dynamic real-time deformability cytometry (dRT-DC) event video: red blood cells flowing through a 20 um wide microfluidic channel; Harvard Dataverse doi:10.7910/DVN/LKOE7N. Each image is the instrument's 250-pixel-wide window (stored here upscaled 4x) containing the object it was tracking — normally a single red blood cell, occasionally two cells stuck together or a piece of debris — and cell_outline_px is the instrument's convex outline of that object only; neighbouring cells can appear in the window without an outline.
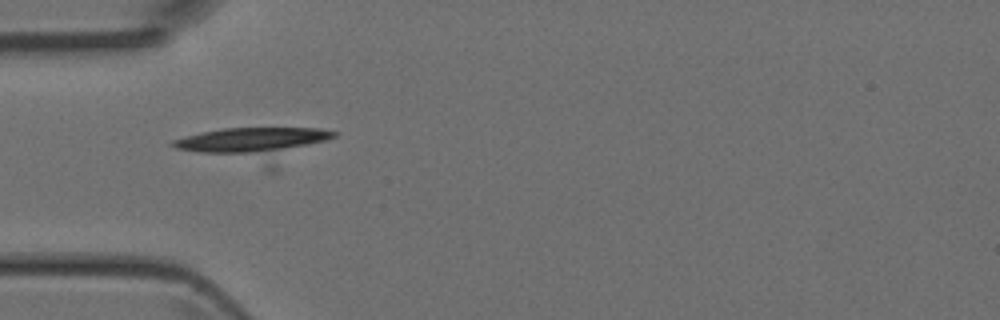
{"species": "Egyptian fruit bat (a non-hibernating species)", "species_latin": "Rousettus aegyptiacus", "temperature_condition": "room temperature", "stored_images_in_passage": 29, "camera_frame_rate_fps": 3000, "um_per_image_px": 0.085, "animal": {"sex": "female"}, "frame": {"image": 1, "passage_image": 19, "time_ms": 6.0, "image_size_px": [1000, 320], "cell_outline_px": [[336, 136], [324, 140], [272, 152], [196, 152], [176, 148], [168, 144], [172, 140], [184, 136], [224, 128], [320, 128], [336, 132]], "centroid_in_image_um": [21.32, 11.87], "position_along_channel_um": 63.7, "area_um2": 22.37}}